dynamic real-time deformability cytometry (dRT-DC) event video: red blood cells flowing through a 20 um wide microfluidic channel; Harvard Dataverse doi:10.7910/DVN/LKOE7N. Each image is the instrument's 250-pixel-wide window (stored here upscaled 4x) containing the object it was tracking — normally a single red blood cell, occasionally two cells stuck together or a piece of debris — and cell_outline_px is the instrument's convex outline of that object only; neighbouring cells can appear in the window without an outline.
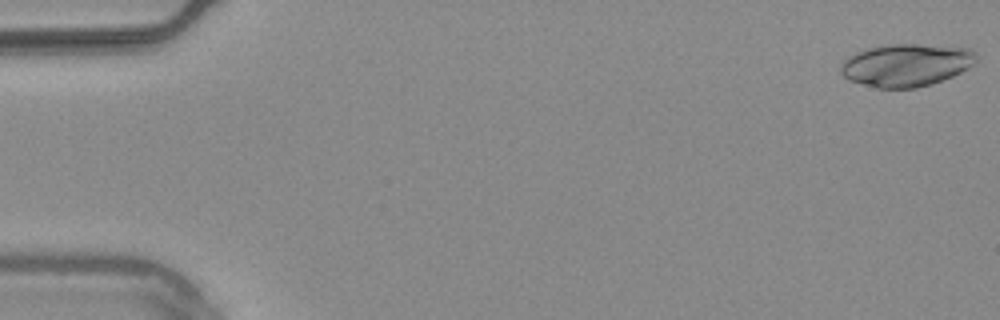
{"species": "common noctule bat (a hibernating species)", "species_latin": "Nyctalus noctula", "temperature_condition": "warm", "stored_images_in_passage": 53, "camera_frame_rate_fps": 3000, "um_per_image_px": 0.085, "animal": {"sex": "male", "body_mass_g": 20.4}, "frame": {"image": 1, "passage_image": 1, "time_ms": 0.0, "image_size_px": [1000, 320], "cell_outline_px": [[976, 60], [968, 68], [952, 76], [932, 84], [916, 88], [876, 88], [848, 80], [840, 72], [840, 64], [848, 56], [856, 52], [868, 48], [888, 44], [916, 44], [968, 48], [976, 52]], "centroid_in_image_um": [76.99, 5.53], "position_along_channel_um": 8.0, "area_um2": 33.7}}